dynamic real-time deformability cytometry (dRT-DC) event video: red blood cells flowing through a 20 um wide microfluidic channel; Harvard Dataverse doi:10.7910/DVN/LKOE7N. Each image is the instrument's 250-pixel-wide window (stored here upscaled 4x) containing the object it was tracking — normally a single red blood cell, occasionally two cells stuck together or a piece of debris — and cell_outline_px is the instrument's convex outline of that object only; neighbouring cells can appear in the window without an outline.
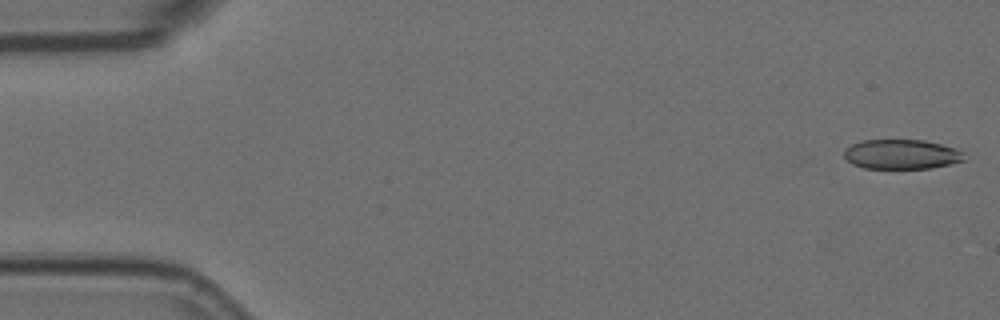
{"species": "Egyptian fruit bat (a non-hibernating species)", "species_latin": "Rousettus aegyptiacus", "temperature_condition": "room temperature", "stored_images_in_passage": 57, "segment_of_instrument_passage": [1, 2], "camera_frame_rate_fps": 3000, "um_per_image_px": 0.085, "animal": {"sex": "female"}, "frame": {"image": 1, "passage_image": 1, "time_ms": 0.0, "image_size_px": [1000, 320], "cell_outline_px": [[964, 160], [932, 168], [864, 168], [852, 164], [844, 156], [844, 152], [852, 144], [860, 140], [924, 140], [956, 148], [964, 152]], "centroid_in_image_um": [76.63, 13.11], "position_along_channel_um": 8.4, "area_um2": 20.63}}
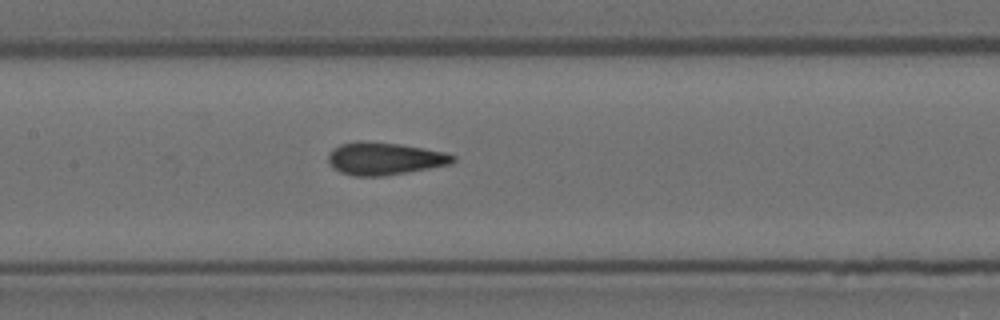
{"frame": {"image": 2, "passage_image": 26, "time_ms": 8.333, "image_size_px": [1000, 320], "cell_outline_px": [[456, 160], [448, 164], [408, 172], [384, 176], [356, 176], [340, 172], [332, 168], [328, 160], [328, 156], [332, 148], [340, 144], [356, 140], [360, 140], [400, 144], [424, 148], [444, 152], [456, 156]], "centroid_in_image_um": [32.64, 13.47], "position_along_channel_um": 174.8, "area_um2": 23.7}}
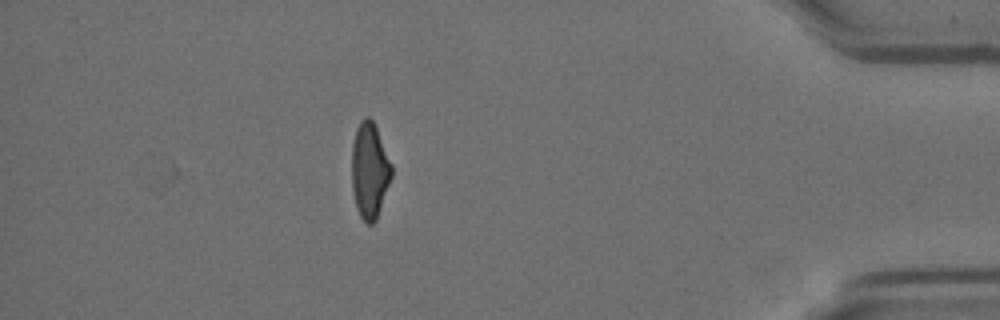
{"frame": {"image": 3, "passage_image": 49, "time_ms": 16.0, "image_size_px": [1000, 320], "cell_outline_px": [[392, 176], [376, 220], [372, 224], [368, 224], [360, 216], [356, 208], [352, 188], [352, 144], [356, 128], [360, 120], [364, 116], [368, 116], [372, 120], [376, 128], [392, 164]], "centroid_in_image_um": [31.41, 14.48], "position_along_channel_um": 403.8, "area_um2": 22.2}}